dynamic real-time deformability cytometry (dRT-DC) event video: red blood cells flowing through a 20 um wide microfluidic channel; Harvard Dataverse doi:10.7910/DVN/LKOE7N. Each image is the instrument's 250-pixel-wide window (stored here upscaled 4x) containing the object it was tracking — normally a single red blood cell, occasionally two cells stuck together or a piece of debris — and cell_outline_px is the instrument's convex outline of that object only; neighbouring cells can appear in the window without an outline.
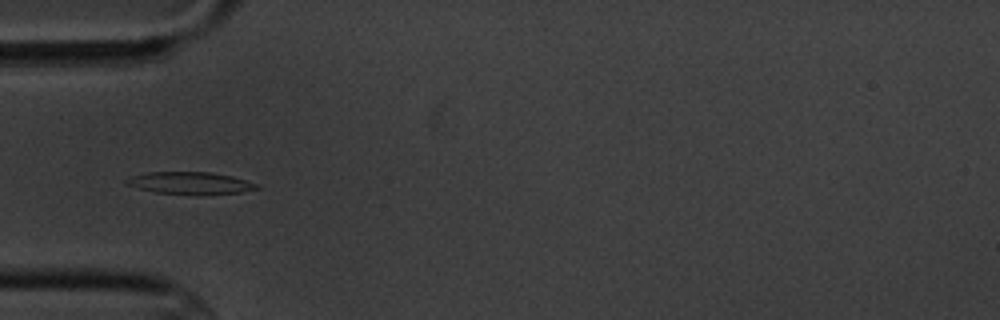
{"species": "common noctule bat (a hibernating species)", "species_latin": "Nyctalus noctula", "temperature_condition": "cold", "stored_images_in_passage": 10, "camera_frame_rate_fps": 3000, "um_per_image_px": 0.085, "animal": {"sex": "male", "body_mass_g": 20.1, "forearm_length_mm": 53.5}, "frame": {"image": 1, "passage_image": 4, "time_ms": 3.667, "image_size_px": [1000, 320], "cell_outline_px": [[260, 188], [240, 192], [196, 196], [156, 192], [136, 188], [124, 184], [124, 180], [128, 176], [148, 172], [212, 172], [232, 176], [256, 184]], "centroid_in_image_um": [16.08, 15.57], "position_along_channel_um": 68.9, "area_um2": 17.22}}
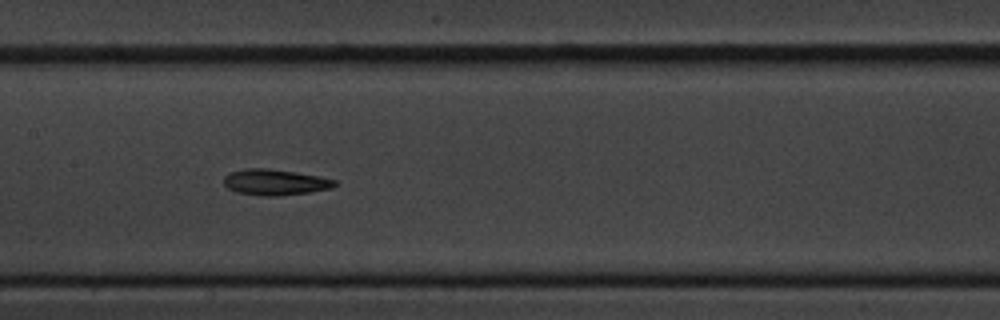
{"frame": {"image": 2, "passage_image": 7, "time_ms": 7.0, "image_size_px": [1000, 320], "cell_outline_px": [[336, 184], [332, 188], [308, 192], [276, 196], [264, 196], [236, 192], [228, 188], [224, 184], [224, 176], [232, 172], [244, 168], [268, 168], [320, 176], [336, 180]], "centroid_in_image_um": [23.37, 15.48], "position_along_channel_um": 184.0, "area_um2": 16.65}}
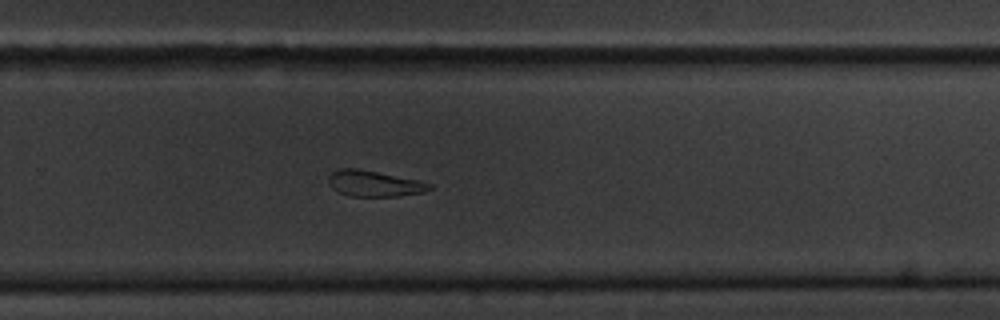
{"frame": {"image": 3, "passage_image": 10, "time_ms": 10.333, "image_size_px": [1000, 320], "cell_outline_px": [[432, 188], [420, 192], [400, 196], [348, 196], [332, 188], [328, 184], [328, 176], [332, 172], [340, 168], [360, 168], [420, 180], [432, 184]], "centroid_in_image_um": [31.78, 15.58], "position_along_channel_um": 298.0, "area_um2": 15.37}}